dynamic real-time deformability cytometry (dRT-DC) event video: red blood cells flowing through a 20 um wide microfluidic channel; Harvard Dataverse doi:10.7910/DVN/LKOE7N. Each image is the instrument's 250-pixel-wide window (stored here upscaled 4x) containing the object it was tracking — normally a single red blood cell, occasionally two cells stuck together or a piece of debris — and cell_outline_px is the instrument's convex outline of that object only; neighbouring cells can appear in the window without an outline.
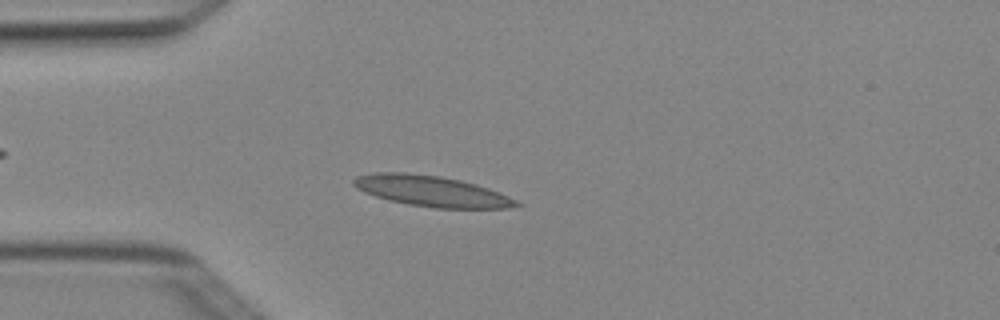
{"species": "Egyptian fruit bat (a non-hibernating species)", "species_latin": "Rousettus aegyptiacus", "temperature_condition": "cold", "stored_images_in_passage": 4, "camera_frame_rate_fps": 3000, "um_per_image_px": 0.085, "animal": {"sex": "female"}, "frame": {"image": 1, "passage_image": 3, "time_ms": 0.667, "image_size_px": [1000, 320], "cell_outline_px": [[524, 204], [508, 208], [432, 208], [408, 204], [388, 200], [364, 192], [356, 188], [352, 184], [352, 180], [356, 176], [372, 172], [404, 172], [440, 176], [460, 180], [476, 184], [500, 192]], "centroid_in_image_um": [36.66, 16.24], "position_along_channel_um": 48.3, "area_um2": 29.3}}